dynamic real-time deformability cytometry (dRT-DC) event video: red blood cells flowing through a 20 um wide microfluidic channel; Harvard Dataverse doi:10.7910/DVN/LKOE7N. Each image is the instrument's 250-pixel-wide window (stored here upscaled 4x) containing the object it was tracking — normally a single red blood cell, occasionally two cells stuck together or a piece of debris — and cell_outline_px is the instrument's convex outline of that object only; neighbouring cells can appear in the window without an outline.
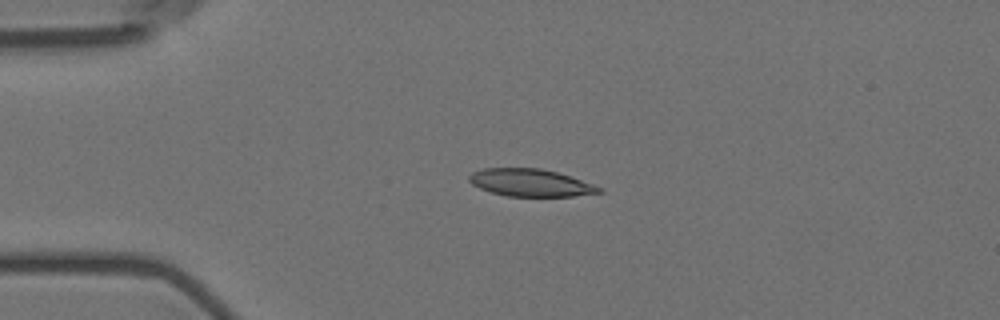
{"species": "Egyptian fruit bat (a non-hibernating species)", "species_latin": "Rousettus aegyptiacus", "temperature_condition": "room temperature", "stored_images_in_passage": 5, "camera_frame_rate_fps": 3000, "um_per_image_px": 0.085, "animal": {"sex": "female"}, "frame": {"image": 1, "passage_image": 3, "time_ms": 0.667, "image_size_px": [1000, 320], "cell_outline_px": [[604, 192], [572, 196], [508, 196], [492, 192], [480, 188], [472, 184], [468, 180], [468, 176], [472, 172], [484, 168], [540, 168], [556, 172], [604, 188]], "centroid_in_image_um": [45.08, 15.53], "position_along_channel_um": 39.9, "area_um2": 20.58}}
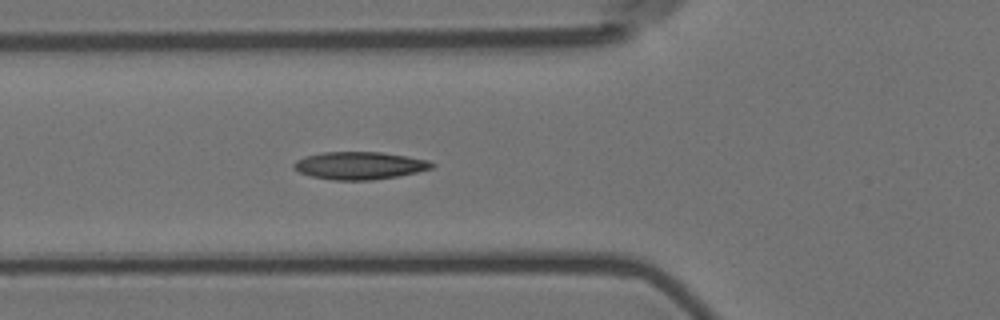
{"frame": {"image": 2, "passage_image": 5, "time_ms": 1.333, "image_size_px": [1000, 320], "cell_outline_px": [[436, 164], [432, 168], [416, 172], [396, 176], [372, 180], [332, 180], [312, 176], [300, 172], [292, 168], [292, 164], [296, 160], [304, 156], [324, 152], [380, 152], [408, 156], [428, 160]], "centroid_in_image_um": [30.54, 14.07], "position_along_channel_um": 95.3, "area_um2": 22.2}}